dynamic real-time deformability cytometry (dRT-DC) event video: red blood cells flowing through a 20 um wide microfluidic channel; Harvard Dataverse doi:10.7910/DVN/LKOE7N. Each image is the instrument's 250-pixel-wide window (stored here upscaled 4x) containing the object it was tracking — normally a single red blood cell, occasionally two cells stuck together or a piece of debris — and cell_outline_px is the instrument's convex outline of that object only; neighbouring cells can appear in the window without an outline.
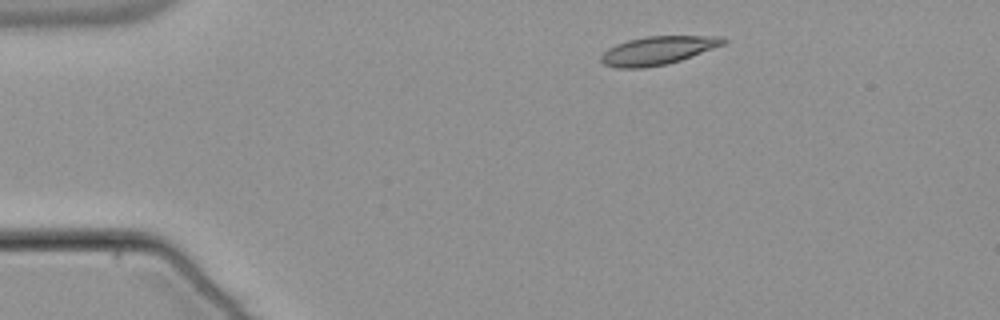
{"species": "common noctule bat (a hibernating species)", "species_latin": "Nyctalus noctula", "temperature_condition": "warm", "stored_images_in_passage": 45, "camera_frame_rate_fps": 3000, "um_per_image_px": 0.085, "animal": {"sex": "male", "body_mass_g": 21.5, "forearm_length_mm": 52.0}, "frame": {"image": 1, "passage_image": 1, "time_ms": 0.0, "image_size_px": [1000, 320], "cell_outline_px": [[728, 40], [724, 44], [680, 60], [668, 64], [644, 68], [616, 68], [604, 64], [600, 60], [600, 56], [608, 48], [616, 44], [628, 40], [644, 36], [724, 36]], "centroid_in_image_um": [55.89, 4.29], "position_along_channel_um": 29.1, "area_um2": 20.23}}
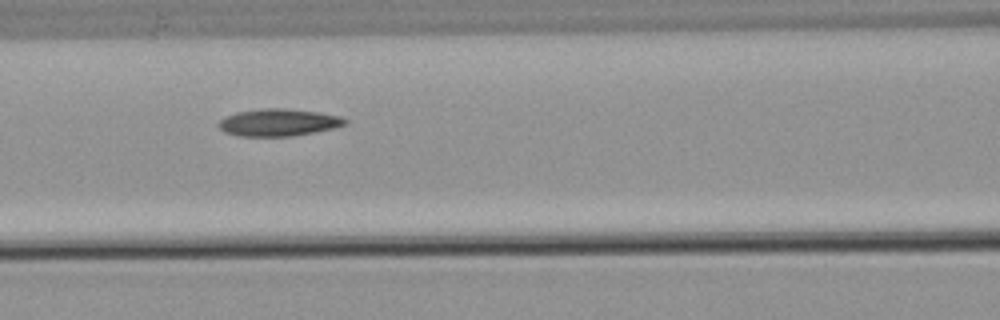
{"frame": {"image": 2, "passage_image": 15, "time_ms": 4.667, "image_size_px": [1000, 320], "cell_outline_px": [[348, 124], [332, 128], [292, 136], [236, 136], [224, 132], [216, 124], [224, 116], [236, 112], [260, 108], [284, 108], [320, 112], [340, 116], [348, 120]], "centroid_in_image_um": [23.63, 10.4], "position_along_channel_um": 143.0, "area_um2": 20.23}}
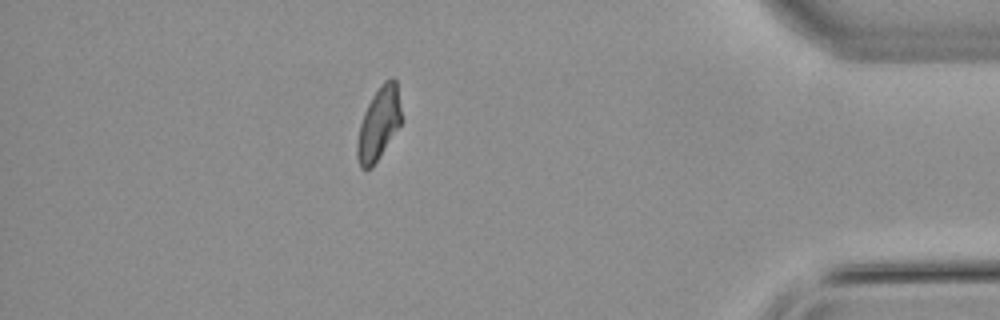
{"frame": {"image": 3, "passage_image": 39, "time_ms": 12.667, "image_size_px": [1000, 320], "cell_outline_px": [[404, 120], [372, 168], [360, 168], [356, 156], [356, 144], [360, 124], [364, 112], [372, 96], [380, 84], [384, 80], [392, 76], [396, 80]], "centroid_in_image_um": [32.22, 10.48], "position_along_channel_um": 403.0, "area_um2": 19.13}, "authors_computed_cell_mechanics": {"area_um2": 19.652, "velocity_mm_per_s": 3.781, "shape_relaxation_time_tau1_ms": 5.6721, "shape_relaxation_time_tau2_ms": 4.5513, "deformation_change_tau1": 0.1686, "deformation_change_tau2": 0.1076}}